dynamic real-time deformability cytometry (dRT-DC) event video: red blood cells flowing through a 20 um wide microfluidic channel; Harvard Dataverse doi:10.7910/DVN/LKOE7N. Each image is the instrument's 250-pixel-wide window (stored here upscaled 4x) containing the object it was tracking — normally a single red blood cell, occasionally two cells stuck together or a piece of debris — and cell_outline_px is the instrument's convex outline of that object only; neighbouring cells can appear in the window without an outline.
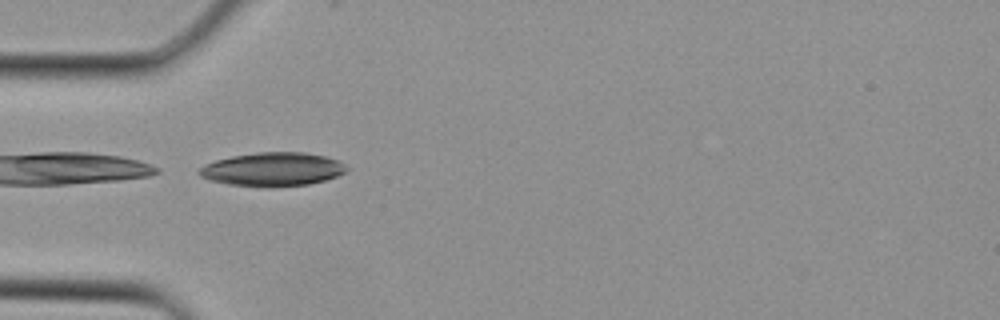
{"species": "Egyptian fruit bat (a non-hibernating species)", "species_latin": "Rousettus aegyptiacus", "temperature_condition": "cold", "stored_images_in_passage": 3, "camera_frame_rate_fps": 3000, "um_per_image_px": 0.085, "animal": {"sex": "female"}, "frame": {"image": 1, "passage_image": 3, "time_ms": 0.667, "image_size_px": [1000, 320], "cell_outline_px": [[348, 168], [344, 172], [336, 176], [324, 180], [308, 184], [272, 188], [268, 188], [228, 184], [208, 180], [200, 176], [196, 172], [204, 164], [216, 160], [232, 156], [256, 152], [304, 152], [324, 156], [340, 160]], "centroid_in_image_um": [23.14, 14.4], "position_along_channel_um": 61.9, "area_um2": 29.19}}